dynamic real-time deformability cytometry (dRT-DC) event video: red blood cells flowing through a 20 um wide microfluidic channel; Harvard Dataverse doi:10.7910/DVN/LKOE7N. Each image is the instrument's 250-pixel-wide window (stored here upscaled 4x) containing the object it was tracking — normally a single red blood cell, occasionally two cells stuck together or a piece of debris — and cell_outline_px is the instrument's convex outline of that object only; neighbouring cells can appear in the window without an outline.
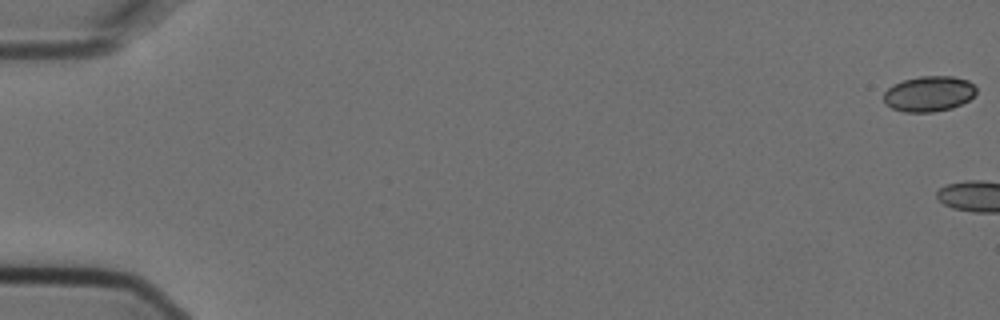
{"species": "Egyptian fruit bat (a non-hibernating species)", "species_latin": "Rousettus aegyptiacus", "temperature_condition": "cold", "stored_images_in_passage": 6, "camera_frame_rate_fps": 3000, "um_per_image_px": 0.085, "animal": {"sex": "female"}, "frame": {"image": 1, "passage_image": 1, "time_ms": 0.0, "image_size_px": [1000, 320], "cell_outline_px": [[976, 92], [968, 100], [952, 108], [932, 112], [904, 112], [892, 108], [884, 104], [884, 92], [892, 84], [904, 80], [920, 76], [952, 76], [968, 80], [976, 88]], "centroid_in_image_um": [78.93, 7.97], "position_along_channel_um": 6.1, "area_um2": 19.13}}
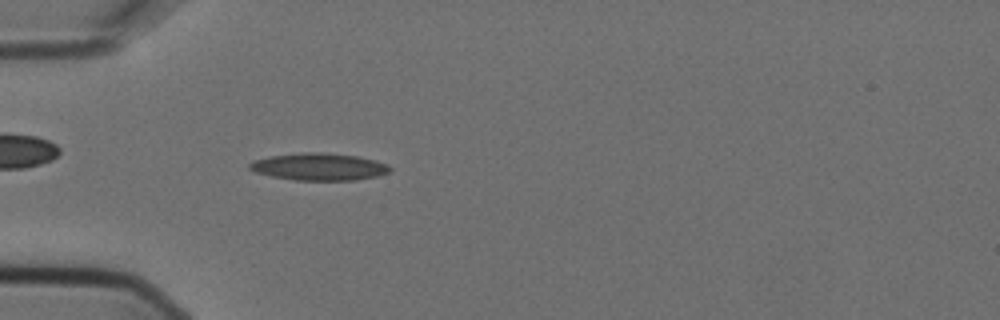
{"frame": {"image": 2, "passage_image": 6, "time_ms": 1.667, "image_size_px": [1000, 320], "cell_outline_px": [[392, 168], [388, 172], [376, 176], [356, 180], [296, 180], [272, 176], [256, 172], [248, 168], [248, 164], [252, 160], [268, 156], [304, 152], [324, 152], [356, 156], [376, 160], [388, 164]], "centroid_in_image_um": [27.1, 14.16], "position_along_channel_um": 57.9, "area_um2": 22.31}}